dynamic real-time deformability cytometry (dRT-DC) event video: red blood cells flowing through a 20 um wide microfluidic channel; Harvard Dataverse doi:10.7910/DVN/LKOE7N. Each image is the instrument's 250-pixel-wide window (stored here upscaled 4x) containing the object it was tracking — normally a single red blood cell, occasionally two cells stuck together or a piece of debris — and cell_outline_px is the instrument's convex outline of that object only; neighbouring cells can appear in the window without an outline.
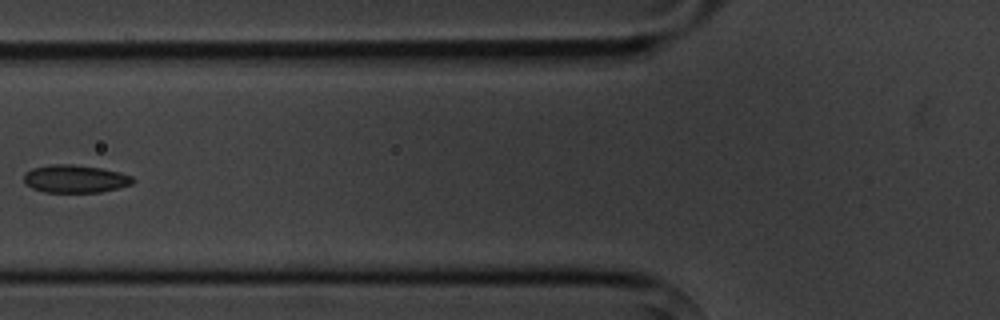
{"species": "common noctule bat (a hibernating species)", "species_latin": "Nyctalus noctula", "temperature_condition": "cold", "stored_images_in_passage": 4, "camera_frame_rate_fps": 3000, "um_per_image_px": 0.085, "animal": {"sex": "male", "body_mass_g": 20.1, "forearm_length_mm": 53.5}, "frame": {"image": 1, "passage_image": 4, "time_ms": 3.667, "image_size_px": [1000, 320], "cell_outline_px": [[136, 180], [132, 184], [100, 192], [44, 192], [32, 188], [24, 184], [24, 176], [32, 168], [52, 164], [72, 164], [100, 168], [120, 172], [132, 176]], "centroid_in_image_um": [6.39, 15.2], "position_along_channel_um": 119.4, "area_um2": 17.63}}